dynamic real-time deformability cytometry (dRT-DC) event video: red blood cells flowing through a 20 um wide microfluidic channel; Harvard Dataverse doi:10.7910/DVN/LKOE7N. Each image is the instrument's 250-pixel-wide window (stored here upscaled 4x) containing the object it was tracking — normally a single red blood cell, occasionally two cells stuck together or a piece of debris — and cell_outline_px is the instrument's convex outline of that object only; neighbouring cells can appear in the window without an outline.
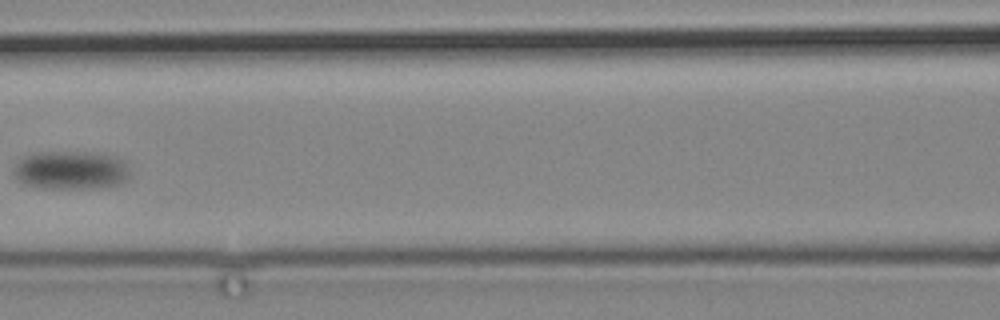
{"species": "common noctule bat (a hibernating species)", "species_latin": "Nyctalus noctula", "temperature_condition": "cold", "stored_images_in_passage": 10, "camera_frame_rate_fps": 3000, "um_per_image_px": 0.085, "animal": {"sex": "male", "body_mass_g": 19.2, "forearm_length_mm": 51.8}, "frame": {"image": 1, "passage_image": 6, "time_ms": 5.667, "image_size_px": [1000, 320], "cell_outline_px": [[128, 180], [120, 184], [100, 188], [40, 188], [24, 184], [16, 180], [12, 172], [16, 164], [24, 156], [40, 152], [104, 152], [116, 156], [124, 160], [128, 172]], "centroid_in_image_um": [6.03, 14.46], "position_along_channel_um": 160.6, "area_um2": 26.53}}
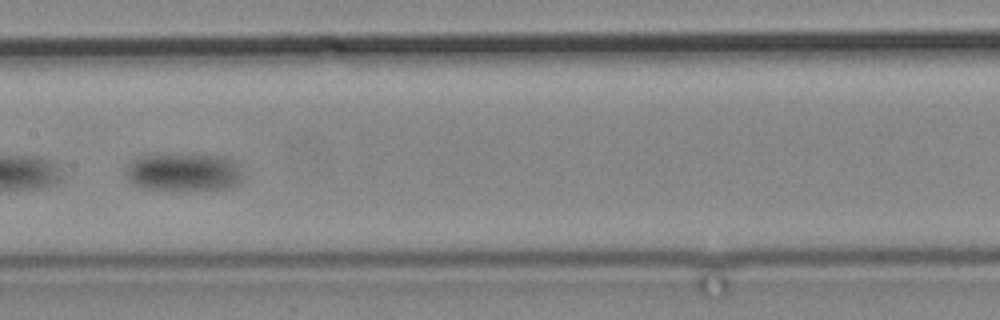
{"frame": {"image": 2, "passage_image": 7, "time_ms": 7.0, "image_size_px": [1000, 320], "cell_outline_px": [[244, 180], [228, 188], [180, 192], [144, 188], [128, 180], [128, 164], [144, 156], [224, 156], [232, 160], [236, 164], [244, 176]], "centroid_in_image_um": [15.69, 14.71], "position_along_channel_um": 191.7, "area_um2": 25.55}}
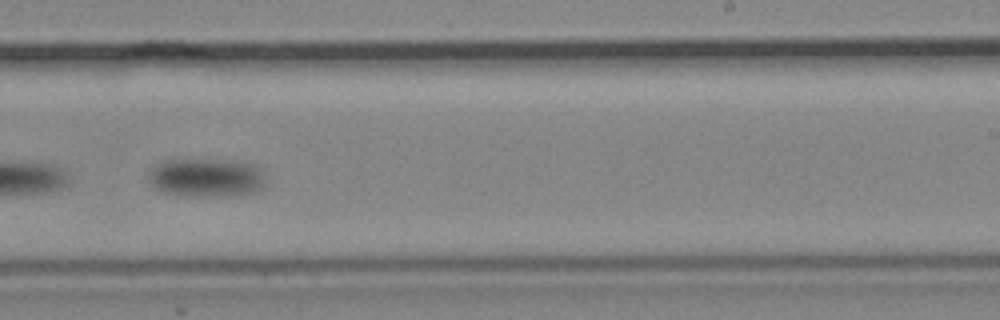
{"frame": {"image": 3, "passage_image": 9, "time_ms": 10.333, "image_size_px": [1000, 320], "cell_outline_px": [[264, 184], [260, 188], [248, 192], [228, 196], [188, 196], [164, 192], [156, 188], [152, 184], [148, 176], [148, 172], [152, 164], [164, 160], [244, 160], [256, 164], [264, 180]], "centroid_in_image_um": [17.49, 15.07], "position_along_channel_um": 271.5, "area_um2": 26.36}}